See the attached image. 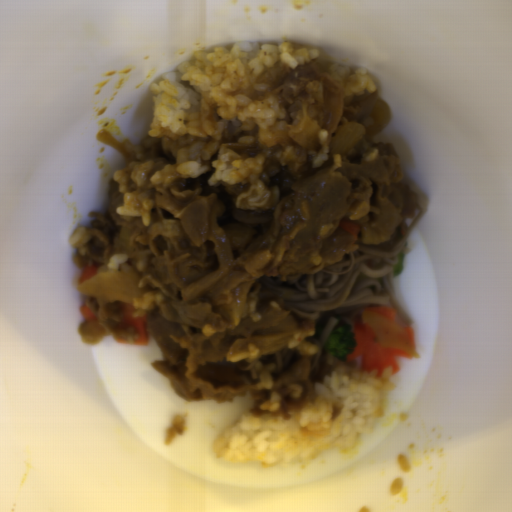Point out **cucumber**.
Wrapping results in <instances>:
<instances>
[{
	"label": "cucumber",
	"instance_id": "1",
	"mask_svg": "<svg viewBox=\"0 0 512 512\" xmlns=\"http://www.w3.org/2000/svg\"><path fill=\"white\" fill-rule=\"evenodd\" d=\"M405 255H406V253L403 250L400 251V253L397 257L396 264L394 265V267L392 269V273H393L394 277L398 276L403 271Z\"/></svg>",
	"mask_w": 512,
	"mask_h": 512
}]
</instances>
